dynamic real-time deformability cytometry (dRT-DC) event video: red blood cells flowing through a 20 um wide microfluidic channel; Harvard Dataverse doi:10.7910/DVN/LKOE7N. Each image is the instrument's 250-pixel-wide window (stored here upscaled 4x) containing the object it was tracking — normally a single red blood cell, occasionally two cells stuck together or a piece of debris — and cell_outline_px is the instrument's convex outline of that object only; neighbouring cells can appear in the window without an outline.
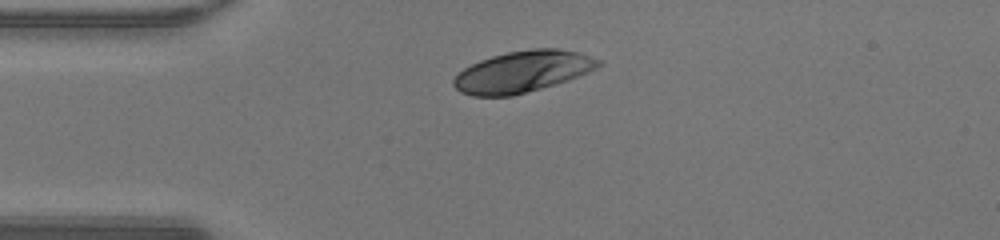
{"species": "human", "species_latin": "Homo sapiens", "temperature_condition": "warm", "stored_images_in_passage": 37, "camera_frame_rate_fps": 3000, "um_per_image_px": 0.085, "donor": {"sex": "male"}, "frame": {"image": 1, "passage_image": 1, "time_ms": 0.0, "image_size_px": [1000, 240], "cell_outline_px": [[604, 64], [588, 72], [568, 80], [556, 84], [512, 96], [472, 96], [460, 92], [452, 84], [452, 80], [464, 68], [480, 60], [492, 56], [508, 52], [532, 48], [556, 48], [580, 52], [600, 60]], "centroid_in_image_um": [44.43, 6.09], "position_along_channel_um": 40.6, "area_um2": 34.91}}
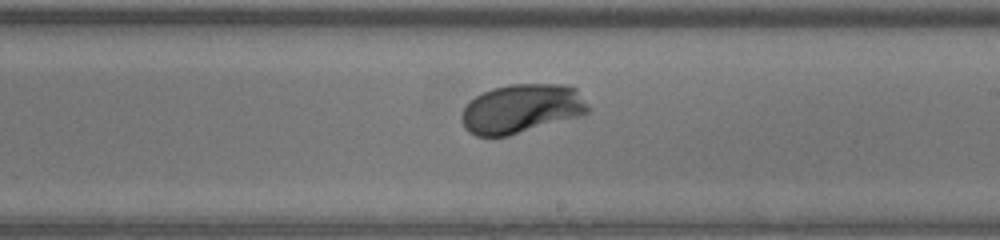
{"frame": {"image": 2, "passage_image": 17, "time_ms": 5.333, "image_size_px": [1000, 240], "cell_outline_px": [[592, 108], [588, 112], [580, 116], [508, 136], [476, 136], [468, 132], [464, 128], [464, 108], [476, 96], [492, 88], [508, 84], [568, 84], [576, 88]], "centroid_in_image_um": [44.4, 9.23], "position_along_channel_um": 244.6, "area_um2": 36.13}}
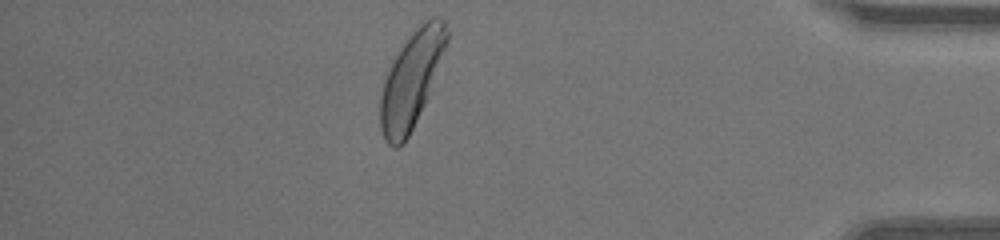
{"frame": {"image": 3, "passage_image": 31, "time_ms": 10.0, "image_size_px": [1000, 240], "cell_outline_px": [[448, 40], [428, 96], [404, 144], [396, 148], [392, 148], [384, 140], [380, 128], [380, 96], [384, 80], [388, 68], [392, 60], [408, 36], [420, 20], [432, 16], [436, 16], [444, 20], [448, 32]], "centroid_in_image_um": [34.95, 6.74], "position_along_channel_um": 400.3, "area_um2": 37.22}, "authors_computed_cell_mechanics": {"area_um2": 35.9516, "velocity_mm_per_s": 4.2887, "shape_relaxation_time_tau1_ms": 1.8747, "shape_relaxation_time_tau2_ms": null, "deformation_change_tau1": 0.1688, "deformation_change_tau2": null}}